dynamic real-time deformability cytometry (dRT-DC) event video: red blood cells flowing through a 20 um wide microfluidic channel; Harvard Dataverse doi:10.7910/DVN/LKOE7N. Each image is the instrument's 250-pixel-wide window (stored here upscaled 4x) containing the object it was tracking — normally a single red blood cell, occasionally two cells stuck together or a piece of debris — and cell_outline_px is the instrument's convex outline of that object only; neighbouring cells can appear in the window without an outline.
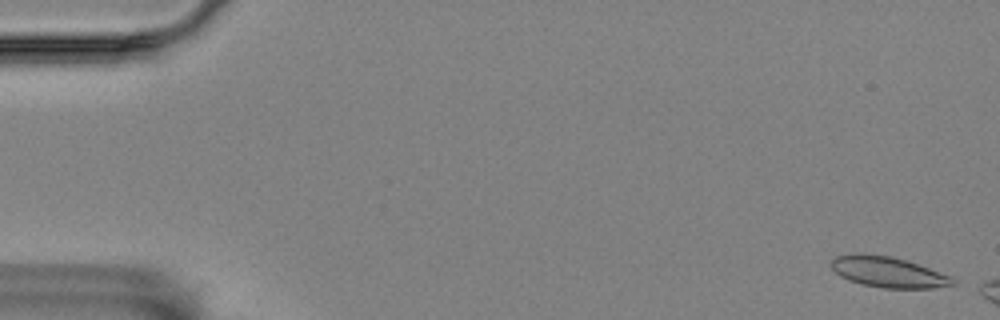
{"species": "Egyptian fruit bat (a non-hibernating species)", "species_latin": "Rousettus aegyptiacus", "temperature_condition": "room temperature", "stored_images_in_passage": 9, "camera_frame_rate_fps": 3000, "um_per_image_px": 0.085, "animal": {"sex": "female"}, "frame": {"image": 1, "passage_image": 2, "time_ms": 0.333, "image_size_px": [1000, 320], "cell_outline_px": [[960, 280], [956, 284], [932, 288], [884, 288], [860, 284], [848, 280], [840, 276], [828, 264], [836, 256], [860, 252], [892, 256], [908, 260], [952, 276]], "centroid_in_image_um": [75.52, 23.11], "position_along_channel_um": 9.5, "area_um2": 22.25}}